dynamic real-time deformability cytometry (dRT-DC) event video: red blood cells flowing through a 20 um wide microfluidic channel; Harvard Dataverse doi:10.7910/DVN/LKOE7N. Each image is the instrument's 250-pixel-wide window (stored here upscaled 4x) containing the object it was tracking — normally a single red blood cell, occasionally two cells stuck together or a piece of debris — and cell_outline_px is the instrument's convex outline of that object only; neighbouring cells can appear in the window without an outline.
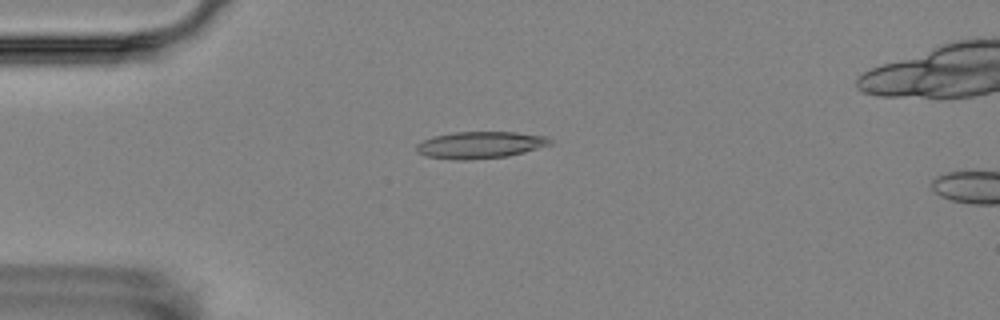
{"species": "Egyptian fruit bat (a non-hibernating species)", "species_latin": "Rousettus aegyptiacus", "temperature_condition": "room temperature", "stored_images_in_passage": 4, "camera_frame_rate_fps": 3000, "um_per_image_px": 0.085, "animal": {"sex": "female"}, "frame": {"image": 1, "passage_image": 3, "time_ms": 2.333, "image_size_px": [1000, 320], "cell_outline_px": [[552, 144], [524, 152], [508, 156], [468, 160], [456, 160], [424, 156], [416, 152], [416, 144], [432, 136], [452, 132], [516, 132], [548, 136], [552, 140]], "centroid_in_image_um": [40.8, 12.32], "position_along_channel_um": 44.2, "area_um2": 21.15}}